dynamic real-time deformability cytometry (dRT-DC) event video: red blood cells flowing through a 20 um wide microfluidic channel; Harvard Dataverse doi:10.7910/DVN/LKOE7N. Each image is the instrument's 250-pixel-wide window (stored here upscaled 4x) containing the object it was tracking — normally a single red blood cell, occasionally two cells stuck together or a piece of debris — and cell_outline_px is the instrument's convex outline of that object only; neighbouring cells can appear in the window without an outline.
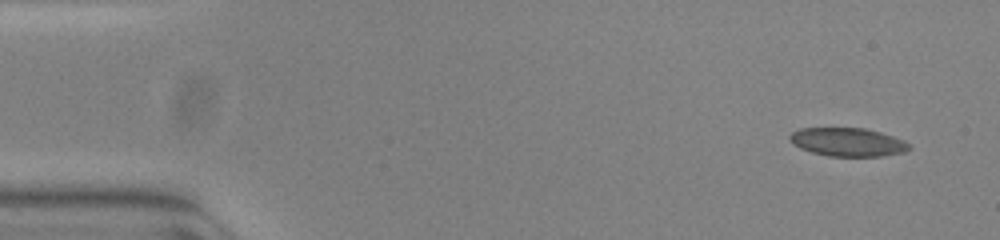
{"species": "common noctule bat (a hibernating species)", "species_latin": "Nyctalus noctula", "temperature_condition": "warm", "stored_images_in_passage": 51, "camera_frame_rate_fps": 3000, "um_per_image_px": 0.085, "animal": {"sex": "female", "body_mass_g": 23.0, "forearm_length_mm": 53.4}, "frame": {"image": 1, "passage_image": 1, "time_ms": 0.0, "image_size_px": [1000, 240], "cell_outline_px": [[912, 148], [904, 152], [880, 156], [828, 156], [812, 152], [800, 148], [788, 140], [788, 136], [792, 132], [800, 128], [864, 128], [880, 132], [904, 140]], "centroid_in_image_um": [72.03, 12.07], "position_along_channel_um": 13.0, "area_um2": 19.77}}
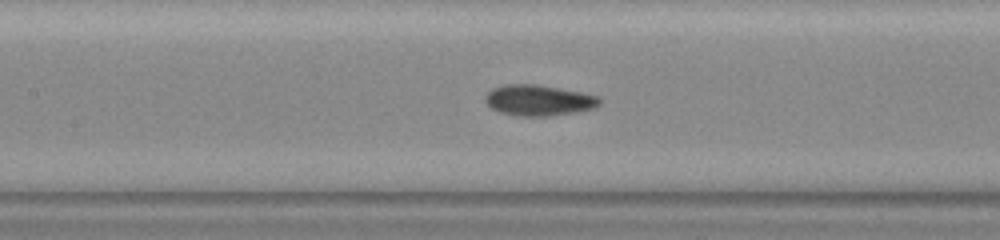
{"frame": {"image": 2, "passage_image": 22, "time_ms": 7.0, "image_size_px": [1000, 240], "cell_outline_px": [[600, 104], [596, 108], [548, 116], [520, 116], [500, 112], [492, 108], [484, 100], [484, 96], [492, 88], [504, 84], [536, 84], [580, 92], [600, 96]], "centroid_in_image_um": [45.77, 8.51], "position_along_channel_um": 161.6, "area_um2": 20.46}}
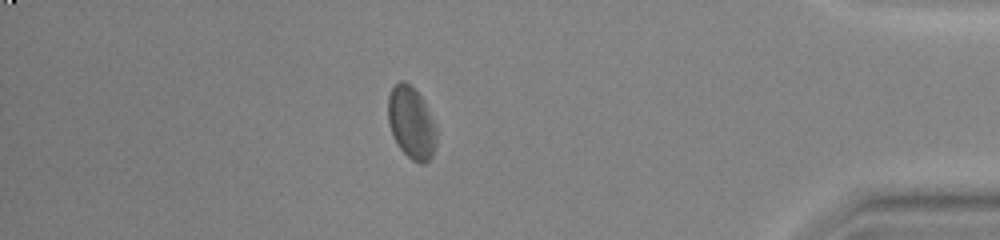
{"frame": {"image": 3, "passage_image": 44, "time_ms": 14.333, "image_size_px": [1000, 240], "cell_outline_px": [[436, 144], [432, 156], [424, 164], [420, 164], [412, 160], [396, 144], [388, 120], [388, 96], [392, 88], [400, 80], [404, 80], [420, 96], [436, 128]], "centroid_in_image_um": [34.95, 10.47], "position_along_channel_um": 400.3, "area_um2": 19.94}, "authors_computed_cell_mechanics": {"area_um2": 20.23, "velocity_mm_per_s": 3.8211, "shape_relaxation_time_tau1_ms": null, "shape_relaxation_time_tau2_ms": 1.7909, "deformation_change_tau1": null, "deformation_change_tau2": 0.0713}}